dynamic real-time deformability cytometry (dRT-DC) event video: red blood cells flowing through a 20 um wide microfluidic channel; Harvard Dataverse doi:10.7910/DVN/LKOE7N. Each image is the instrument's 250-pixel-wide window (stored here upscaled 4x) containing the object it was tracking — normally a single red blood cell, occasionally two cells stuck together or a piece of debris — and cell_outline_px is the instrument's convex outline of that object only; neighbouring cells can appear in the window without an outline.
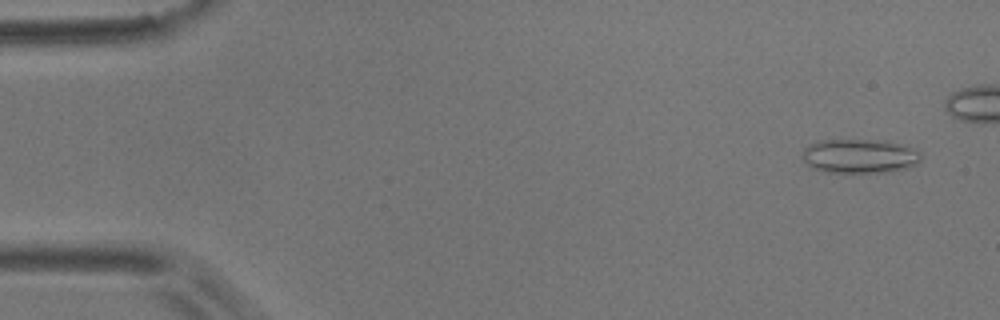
{"species": "common noctule bat (a hibernating species)", "species_latin": "Nyctalus noctula", "temperature_condition": "room temperature", "stored_images_in_passage": 6, "camera_frame_rate_fps": 3000, "um_per_image_px": 0.085, "animal": {"sex": "male", "body_mass_g": 17.9}, "frame": {"image": 1, "passage_image": 1, "time_ms": 0.0, "image_size_px": [1000, 320], "cell_outline_px": [[920, 160], [916, 164], [904, 168], [880, 172], [828, 172], [812, 168], [800, 156], [804, 148], [816, 140], [872, 140], [900, 144], [920, 152]], "centroid_in_image_um": [72.98, 13.26], "position_along_channel_um": 12.0, "area_um2": 23.24}}